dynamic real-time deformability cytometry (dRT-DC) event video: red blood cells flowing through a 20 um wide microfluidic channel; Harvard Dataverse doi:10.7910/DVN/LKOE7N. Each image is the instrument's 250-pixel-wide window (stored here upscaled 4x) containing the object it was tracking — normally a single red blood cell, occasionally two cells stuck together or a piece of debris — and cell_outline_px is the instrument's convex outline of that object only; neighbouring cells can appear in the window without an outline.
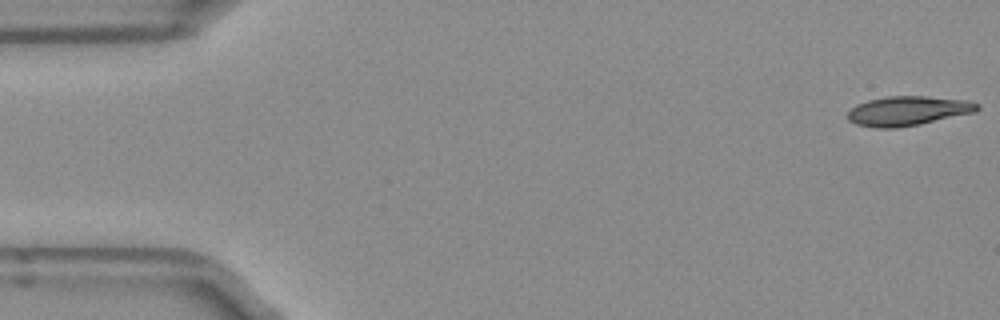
{"species": "Egyptian fruit bat (a non-hibernating species)", "species_latin": "Rousettus aegyptiacus", "temperature_condition": "room temperature", "stored_images_in_passage": 51, "camera_frame_rate_fps": 3000, "um_per_image_px": 0.085, "frame": {"image": 1, "passage_image": 1, "time_ms": 0.0, "image_size_px": [1000, 320], "cell_outline_px": [[980, 108], [976, 112], [920, 124], [896, 128], [872, 128], [856, 124], [848, 120], [848, 112], [856, 104], [868, 100], [888, 96], [924, 96], [968, 100], [980, 104]], "centroid_in_image_um": [77.18, 9.43], "position_along_channel_um": 7.8, "area_um2": 22.37}}
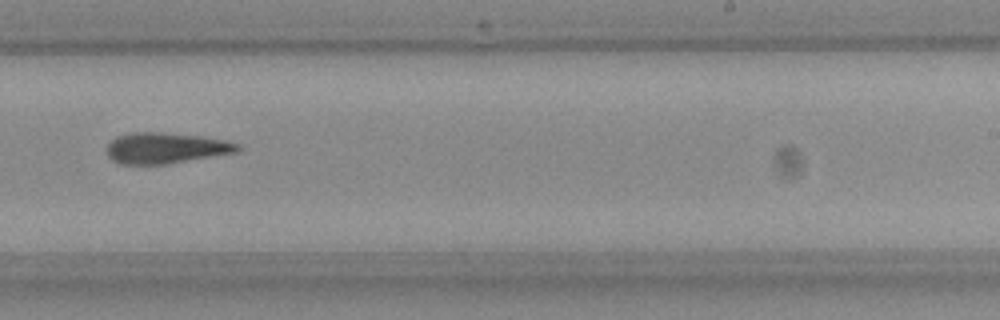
{"frame": {"image": 2, "passage_image": 31, "time_ms": 10.0, "image_size_px": [1000, 320], "cell_outline_px": [[240, 148], [236, 152], [168, 164], [120, 164], [112, 160], [108, 156], [108, 144], [116, 136], [132, 132], [164, 132], [196, 136], [220, 140], [236, 144]], "centroid_in_image_um": [14.0, 12.59], "position_along_channel_um": 275.0, "area_um2": 23.12}}
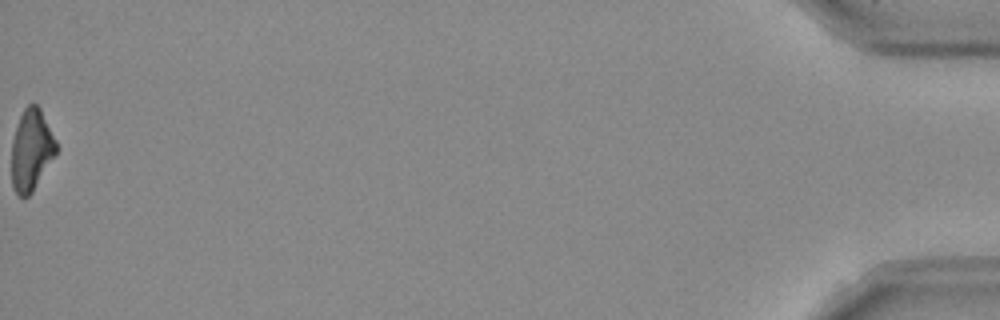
{"frame": {"image": 3, "passage_image": 51, "time_ms": 16.667, "image_size_px": [1000, 320], "cell_outline_px": [[56, 152], [32, 192], [28, 196], [20, 196], [12, 188], [12, 140], [20, 116], [24, 108], [28, 104], [36, 104], [40, 108], [56, 140]], "centroid_in_image_um": [2.65, 12.74], "position_along_channel_um": 432.6, "area_um2": 20.75}, "authors_computed_cell_mechanics": {"area_um2": 23.0622, "velocity_mm_per_s": 3.9645, "shape_relaxation_time_tau1_ms": 6.6266, "shape_relaxation_time_tau2_ms": null, "deformation_change_tau1": 0.1999, "deformation_change_tau2": null}}